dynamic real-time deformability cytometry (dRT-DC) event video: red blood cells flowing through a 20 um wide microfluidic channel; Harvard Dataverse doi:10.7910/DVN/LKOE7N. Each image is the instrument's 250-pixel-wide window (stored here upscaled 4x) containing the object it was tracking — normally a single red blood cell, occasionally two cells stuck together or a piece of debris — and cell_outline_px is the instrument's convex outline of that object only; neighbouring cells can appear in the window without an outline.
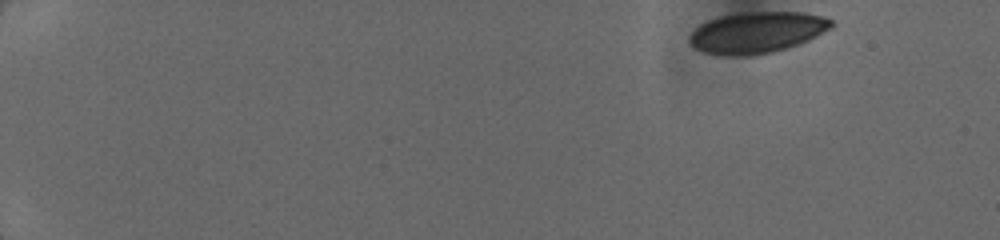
{"species": "human", "species_latin": "Homo sapiens", "temperature_condition": "cold", "stored_images_in_passage": 29, "camera_frame_rate_fps": 3000, "um_per_image_px": 0.085, "donor": {"sex": "female"}, "frame": {"image": 1, "passage_image": 1, "time_ms": 0.0, "image_size_px": [1000, 240], "cell_outline_px": [[832, 28], [800, 44], [772, 52], [752, 56], [728, 56], [704, 52], [688, 44], [688, 36], [700, 24], [708, 20], [720, 16], [752, 12], [804, 12], [820, 16], [832, 20]], "centroid_in_image_um": [64.32, 2.77], "position_along_channel_um": 20.7, "area_um2": 34.1}}
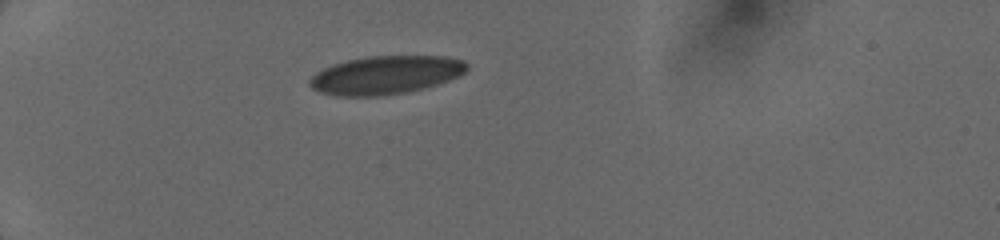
{"frame": {"image": 2, "passage_image": 24, "time_ms": 3.667, "image_size_px": [1000, 240], "cell_outline_px": [[468, 68], [460, 76], [424, 88], [408, 92], [380, 96], [336, 96], [320, 92], [312, 88], [308, 84], [308, 80], [316, 72], [332, 64], [348, 60], [368, 56], [444, 56], [464, 60], [468, 64]], "centroid_in_image_um": [32.77, 6.38], "position_along_channel_um": 52.2, "area_um2": 35.26}}